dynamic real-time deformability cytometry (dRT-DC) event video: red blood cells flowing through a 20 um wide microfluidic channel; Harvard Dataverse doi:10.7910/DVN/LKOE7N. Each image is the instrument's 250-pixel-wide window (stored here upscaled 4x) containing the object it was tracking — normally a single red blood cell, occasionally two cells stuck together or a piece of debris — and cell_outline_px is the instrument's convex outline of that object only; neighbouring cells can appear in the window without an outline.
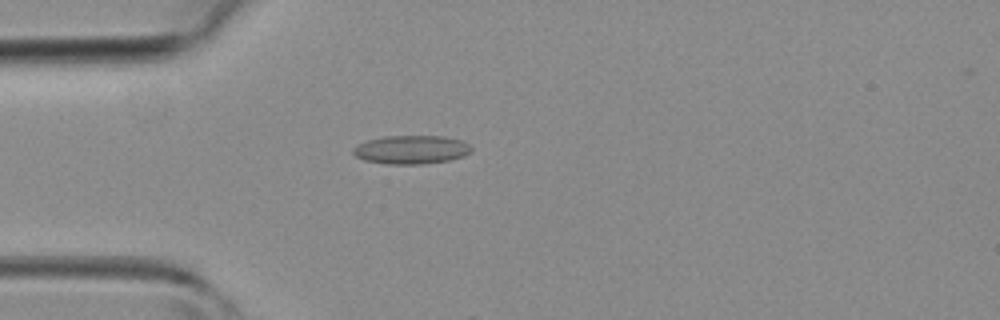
{"species": "common noctule bat (a hibernating species)", "species_latin": "Nyctalus noctula", "temperature_condition": "room temperature", "stored_images_in_passage": 12, "camera_frame_rate_fps": 3000, "um_per_image_px": 0.085, "animal": {"sex": "female", "body_mass_g": 19.3, "forearm_length_mm": 54.1}, "frame": {"image": 1, "passage_image": 11, "time_ms": 3.333, "image_size_px": [1000, 320], "cell_outline_px": [[472, 152], [464, 156], [448, 160], [424, 164], [388, 164], [364, 160], [356, 156], [352, 152], [352, 148], [356, 144], [368, 140], [384, 136], [444, 136], [460, 140], [468, 144], [472, 148]], "centroid_in_image_um": [34.95, 12.72], "position_along_channel_um": 50.1, "area_um2": 19.77}}